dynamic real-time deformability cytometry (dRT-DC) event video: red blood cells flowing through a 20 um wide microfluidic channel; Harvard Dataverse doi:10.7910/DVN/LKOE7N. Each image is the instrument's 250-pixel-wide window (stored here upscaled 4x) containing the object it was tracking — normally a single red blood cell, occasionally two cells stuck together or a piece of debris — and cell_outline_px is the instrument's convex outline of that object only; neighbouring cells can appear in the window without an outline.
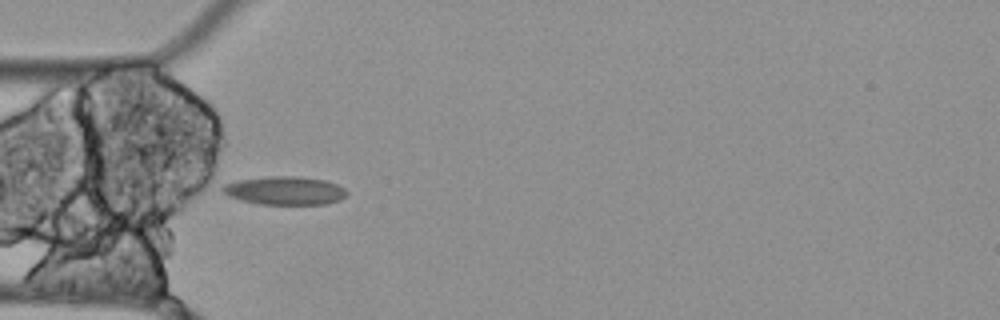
{"species": "Egyptian fruit bat (a non-hibernating species)", "species_latin": "Rousettus aegyptiacus", "temperature_condition": "cold", "stored_images_in_passage": 16, "camera_frame_rate_fps": 3000, "um_per_image_px": 0.085, "animal": {"sex": "female"}, "frame": {"image": 1, "passage_image": 16, "time_ms": 5.0, "image_size_px": [1000, 320], "cell_outline_px": [[348, 192], [340, 200], [324, 204], [260, 204], [240, 200], [228, 196], [220, 192], [220, 188], [224, 184], [236, 180], [268, 176], [296, 176], [324, 180], [336, 184], [344, 188]], "centroid_in_image_um": [24.15, 16.2], "position_along_channel_um": 60.9, "area_um2": 20.63}}